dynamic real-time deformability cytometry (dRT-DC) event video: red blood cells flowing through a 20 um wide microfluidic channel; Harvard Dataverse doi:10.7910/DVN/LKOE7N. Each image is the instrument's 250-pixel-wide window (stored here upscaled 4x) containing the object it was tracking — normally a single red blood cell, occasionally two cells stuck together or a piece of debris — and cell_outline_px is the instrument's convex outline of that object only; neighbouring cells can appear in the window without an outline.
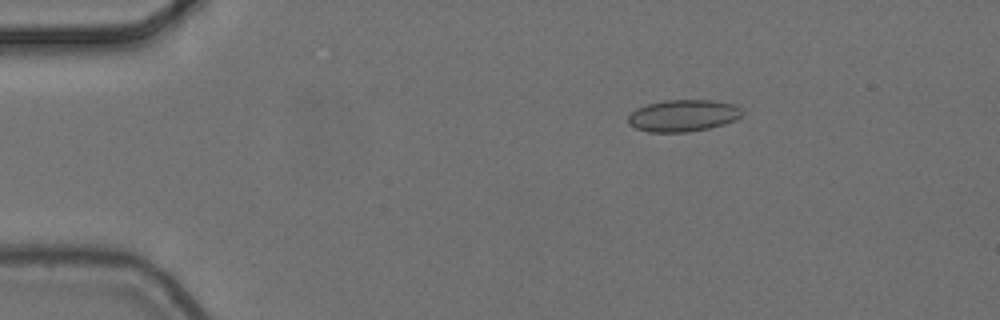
{"species": "common noctule bat (a hibernating species)", "species_latin": "Nyctalus noctula", "temperature_condition": "cold", "stored_images_in_passage": 4, "camera_frame_rate_fps": 3000, "um_per_image_px": 0.085, "animal": {"sex": "female", "body_mass_g": 24.6, "forearm_length_mm": 56.2}, "frame": {"image": 1, "passage_image": 2, "time_ms": 0.333, "image_size_px": [1000, 320], "cell_outline_px": [[744, 112], [736, 120], [724, 124], [708, 128], [688, 132], [648, 132], [636, 128], [628, 124], [628, 116], [636, 108], [648, 104], [664, 100], [712, 100], [736, 104]], "centroid_in_image_um": [58.07, 9.82], "position_along_channel_um": 26.9, "area_um2": 21.27}}